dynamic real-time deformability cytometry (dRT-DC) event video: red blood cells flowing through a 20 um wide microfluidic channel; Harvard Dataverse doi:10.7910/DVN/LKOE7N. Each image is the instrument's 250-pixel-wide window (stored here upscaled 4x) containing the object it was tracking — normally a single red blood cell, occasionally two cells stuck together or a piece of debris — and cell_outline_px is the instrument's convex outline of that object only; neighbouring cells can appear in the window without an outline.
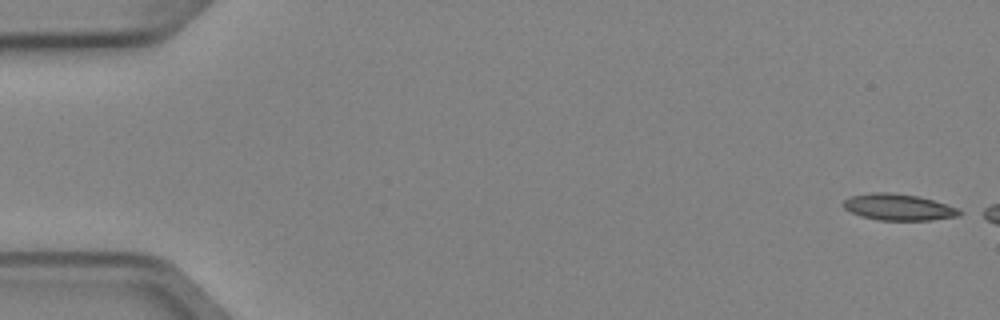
{"species": "Egyptian fruit bat (a non-hibernating species)", "species_latin": "Rousettus aegyptiacus", "temperature_condition": "cold", "stored_images_in_passage": 6, "camera_frame_rate_fps": 3000, "um_per_image_px": 0.085, "animal": {"sex": "female"}, "frame": {"image": 1, "passage_image": 1, "time_ms": 0.0, "image_size_px": [1000, 320], "cell_outline_px": [[964, 212], [960, 216], [932, 220], [880, 220], [860, 216], [844, 208], [844, 200], [852, 196], [872, 192], [892, 192], [916, 196], [932, 200], [956, 208]], "centroid_in_image_um": [76.38, 17.61], "position_along_channel_um": 8.6, "area_um2": 17.69}}
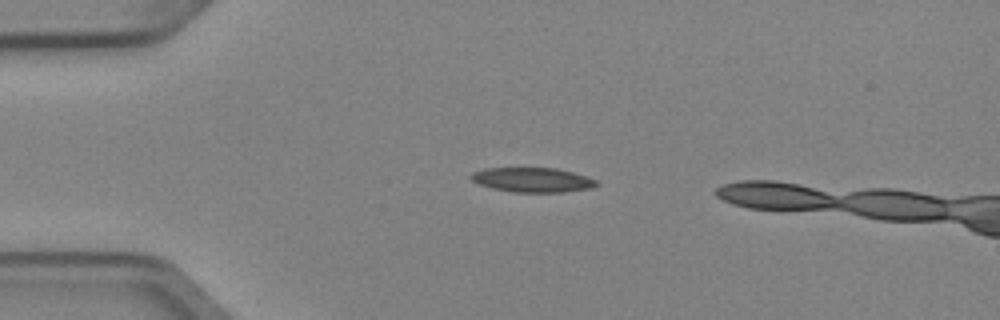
{"frame": {"image": 2, "passage_image": 4, "time_ms": 1.0, "image_size_px": [1000, 320], "cell_outline_px": [[600, 184], [592, 188], [564, 192], [512, 192], [492, 188], [480, 184], [472, 180], [468, 176], [472, 172], [484, 168], [556, 168], [572, 172], [596, 180]], "centroid_in_image_um": [45.25, 15.29], "position_along_channel_um": 39.8, "area_um2": 17.98}}